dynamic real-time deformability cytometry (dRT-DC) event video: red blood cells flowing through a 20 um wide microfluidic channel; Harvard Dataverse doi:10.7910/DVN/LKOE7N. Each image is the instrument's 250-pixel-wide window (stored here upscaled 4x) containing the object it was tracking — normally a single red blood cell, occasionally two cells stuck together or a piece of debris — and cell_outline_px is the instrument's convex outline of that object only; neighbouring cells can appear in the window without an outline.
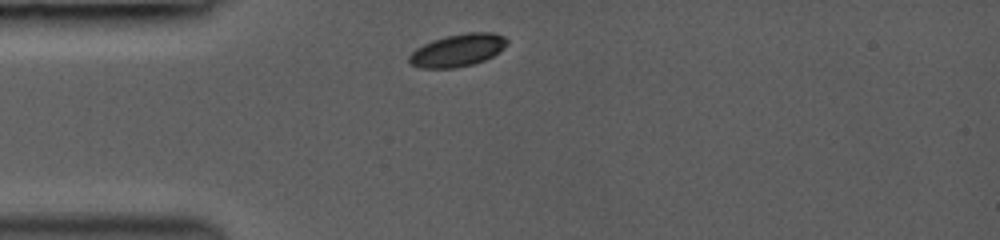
{"species": "common noctule bat (a hibernating species)", "species_latin": "Nyctalus noctula", "temperature_condition": "room temperature", "stored_images_in_passage": 2, "camera_frame_rate_fps": 3000, "um_per_image_px": 0.085, "animal": {"sex": "female", "body_mass_g": 19.0, "forearm_length_mm": 53.3}, "frame": {"image": 1, "passage_image": 1, "time_ms": 0.0, "image_size_px": [1000, 240], "cell_outline_px": [[508, 44], [500, 52], [484, 60], [472, 64], [456, 68], [420, 68], [408, 64], [408, 56], [416, 48], [432, 40], [444, 36], [468, 32], [492, 32], [504, 36], [508, 40]], "centroid_in_image_um": [38.9, 4.27], "position_along_channel_um": 46.1, "area_um2": 18.79}}